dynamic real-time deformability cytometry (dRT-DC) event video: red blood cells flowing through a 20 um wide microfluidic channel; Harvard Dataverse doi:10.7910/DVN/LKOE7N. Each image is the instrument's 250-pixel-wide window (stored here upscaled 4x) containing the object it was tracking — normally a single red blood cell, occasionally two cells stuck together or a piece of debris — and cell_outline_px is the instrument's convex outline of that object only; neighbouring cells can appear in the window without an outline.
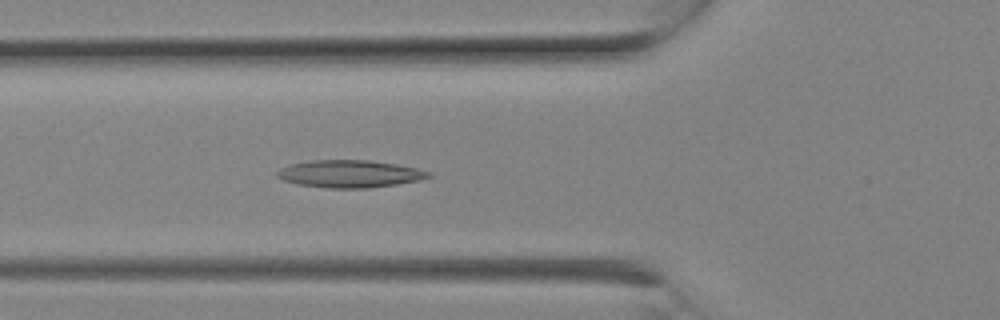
{"species": "Egyptian fruit bat (a non-hibernating species)", "species_latin": "Rousettus aegyptiacus", "temperature_condition": "room temperature", "stored_images_in_passage": 8, "camera_frame_rate_fps": 3000, "um_per_image_px": 0.085, "animal": {"sex": "female"}, "frame": {"image": 1, "passage_image": 8, "time_ms": 2.333, "image_size_px": [1000, 320], "cell_outline_px": [[432, 176], [420, 180], [396, 184], [368, 188], [328, 188], [296, 184], [284, 180], [276, 176], [276, 172], [280, 168], [292, 164], [308, 160], [368, 160], [396, 164], [416, 168], [432, 172]], "centroid_in_image_um": [29.72, 14.77], "position_along_channel_um": 96.1, "area_um2": 24.22}}